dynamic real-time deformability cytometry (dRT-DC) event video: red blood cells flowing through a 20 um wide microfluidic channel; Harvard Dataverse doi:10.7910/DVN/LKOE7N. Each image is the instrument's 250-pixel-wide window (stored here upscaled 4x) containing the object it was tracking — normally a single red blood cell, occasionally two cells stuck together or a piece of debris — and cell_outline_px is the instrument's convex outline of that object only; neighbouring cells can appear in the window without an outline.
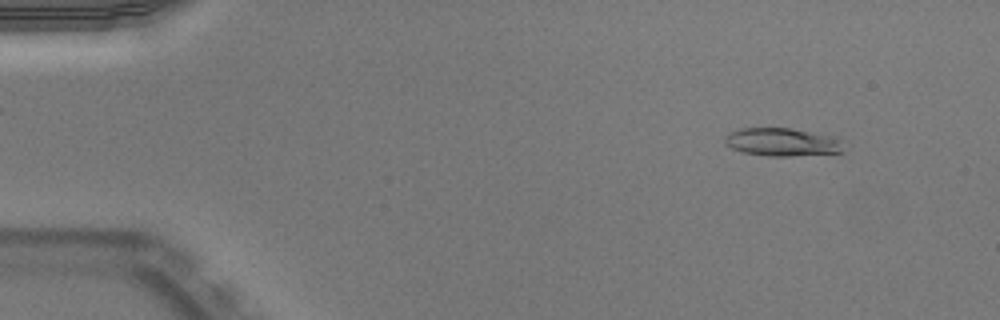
{"species": "Egyptian fruit bat (a non-hibernating species)", "species_latin": "Rousettus aegyptiacus", "temperature_condition": "warm", "stored_images_in_passage": 50, "camera_frame_rate_fps": 3000, "um_per_image_px": 0.085, "animal": {"sex": "male"}, "frame": {"image": 1, "passage_image": 5, "time_ms": 1.333, "image_size_px": [1000, 320], "cell_outline_px": [[844, 152], [788, 156], [768, 156], [744, 152], [732, 148], [724, 144], [724, 140], [732, 132], [740, 128], [792, 128], [836, 136], [840, 140]], "centroid_in_image_um": [66.52, 12.07], "position_along_channel_um": 18.5, "area_um2": 19.36}}
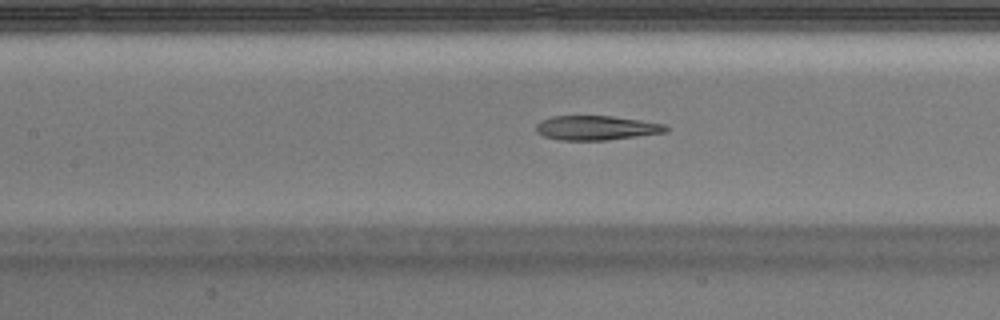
{"frame": {"image": 2, "passage_image": 23, "time_ms": 7.333, "image_size_px": [1000, 320], "cell_outline_px": [[668, 128], [664, 132], [636, 136], [604, 140], [560, 140], [544, 136], [536, 132], [536, 124], [552, 116], [612, 116], [640, 120], [664, 124]], "centroid_in_image_um": [50.65, 10.86], "position_along_channel_um": 156.8, "area_um2": 18.15}}
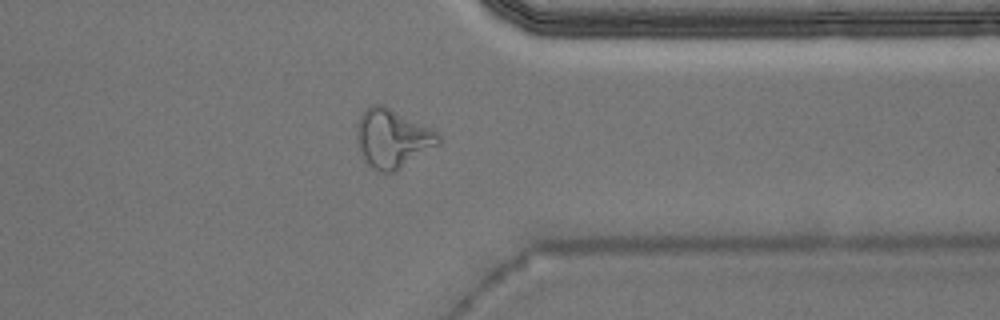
{"frame": {"image": 3, "passage_image": 40, "time_ms": 13.0, "image_size_px": [1000, 320], "cell_outline_px": [[440, 144], [396, 172], [380, 172], [372, 168], [368, 164], [356, 140], [356, 124], [360, 112], [364, 108], [372, 104], [384, 104], [440, 132]], "centroid_in_image_um": [33.37, 11.73], "position_along_channel_um": 378.0, "area_um2": 28.44}, "authors_computed_cell_mechanics": {"area_um2": 19.7098, "velocity_mm_per_s": 3.9769, "shape_relaxation_time_tau1_ms": null, "shape_relaxation_time_tau2_ms": 3.5017, "deformation_change_tau1": null, "deformation_change_tau2": 0.1389}}